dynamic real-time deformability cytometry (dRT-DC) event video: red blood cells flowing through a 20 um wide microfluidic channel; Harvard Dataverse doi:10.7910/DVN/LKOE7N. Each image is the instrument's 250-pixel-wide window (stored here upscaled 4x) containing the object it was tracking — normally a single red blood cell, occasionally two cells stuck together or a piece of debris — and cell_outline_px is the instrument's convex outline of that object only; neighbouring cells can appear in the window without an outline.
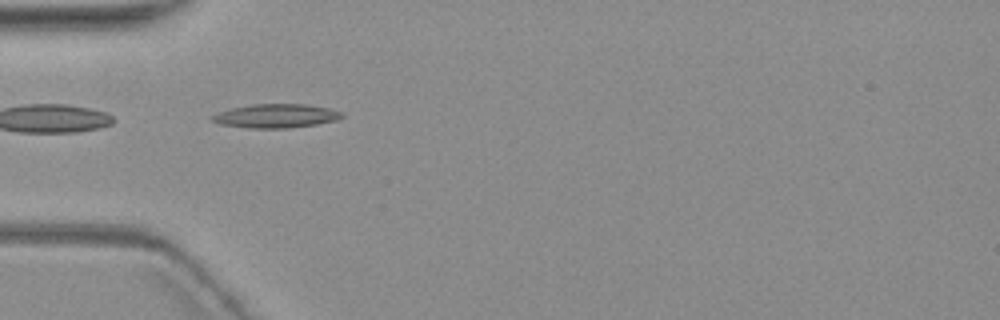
{"species": "common noctule bat (a hibernating species)", "species_latin": "Nyctalus noctula", "temperature_condition": "warm", "stored_images_in_passage": 6, "camera_frame_rate_fps": 3000, "um_per_image_px": 0.085, "animal": {"sex": "female", "body_mass_g": 19.3, "forearm_length_mm": 54.1}, "frame": {"image": 1, "passage_image": 1, "time_ms": 0.0, "image_size_px": [1000, 320], "cell_outline_px": [[344, 116], [336, 120], [316, 124], [288, 128], [248, 128], [220, 124], [212, 120], [212, 116], [216, 112], [232, 108], [252, 104], [308, 104], [328, 108], [344, 112]], "centroid_in_image_um": [23.47, 9.85], "position_along_channel_um": 61.5, "area_um2": 18.03}}
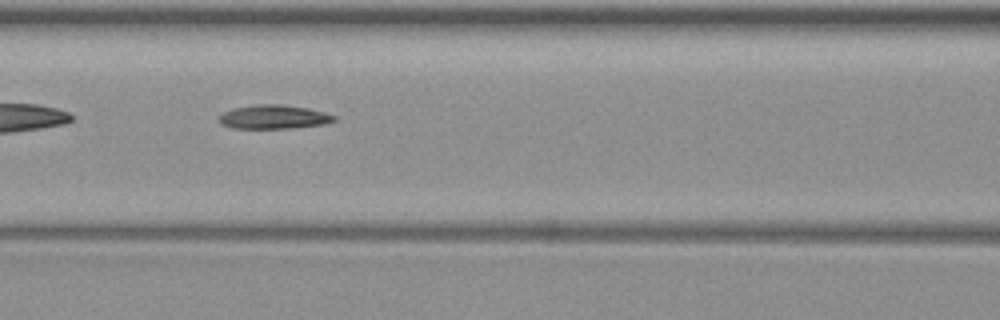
{"frame": {"image": 2, "passage_image": 3, "time_ms": 2.333, "image_size_px": [1000, 320], "cell_outline_px": [[336, 120], [324, 124], [292, 128], [232, 128], [220, 124], [216, 120], [220, 112], [232, 108], [256, 104], [280, 104], [308, 108], [324, 112], [336, 116]], "centroid_in_image_um": [23.19, 9.93], "position_along_channel_um": 143.4, "area_um2": 16.3}}
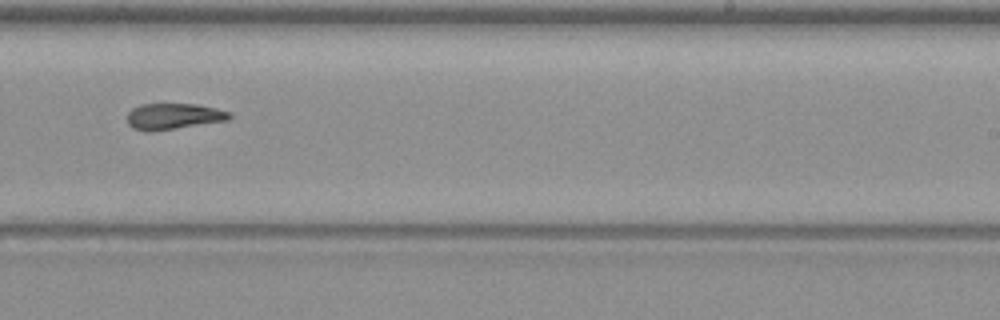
{"frame": {"image": 3, "passage_image": 6, "time_ms": 6.0, "image_size_px": [1000, 320], "cell_outline_px": [[232, 116], [228, 120], [152, 132], [144, 132], [132, 128], [128, 124], [128, 112], [132, 108], [140, 104], [196, 104], [216, 108], [228, 112]], "centroid_in_image_um": [14.7, 9.9], "position_along_channel_um": 274.3, "area_um2": 15.61}}